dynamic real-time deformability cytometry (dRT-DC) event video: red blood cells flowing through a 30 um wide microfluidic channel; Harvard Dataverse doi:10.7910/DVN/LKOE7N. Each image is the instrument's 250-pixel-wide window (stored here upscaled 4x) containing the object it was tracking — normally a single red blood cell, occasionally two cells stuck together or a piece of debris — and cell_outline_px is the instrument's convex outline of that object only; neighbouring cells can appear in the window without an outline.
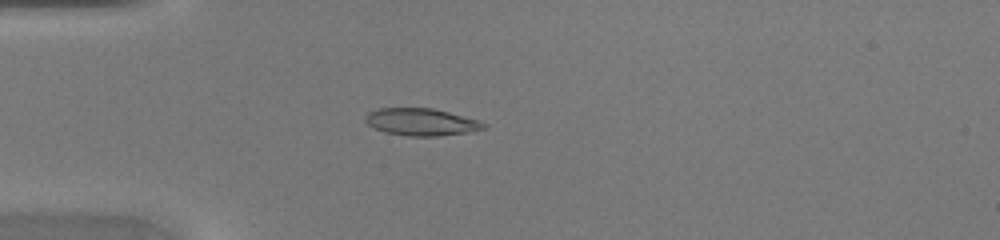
{"species": "common noctule bat (a hibernating species)", "species_latin": "Nyctalus noctula", "temperature_condition": "warm", "stored_images_in_passage": 41, "camera_frame_rate_fps": 3000, "um_per_image_px": 0.085, "animal": {"sex": "female", "body_mass_g": 20.0, "forearm_length_mm": 54.0}, "frame": {"image": 1, "passage_image": 8, "time_ms": 2.333, "image_size_px": [1000, 240], "cell_outline_px": [[488, 128], [468, 132], [440, 136], [408, 136], [384, 132], [368, 124], [364, 120], [368, 112], [376, 108], [432, 108], [480, 120], [488, 124]], "centroid_in_image_um": [35.84, 10.37], "position_along_channel_um": 49.2, "area_um2": 18.9}}
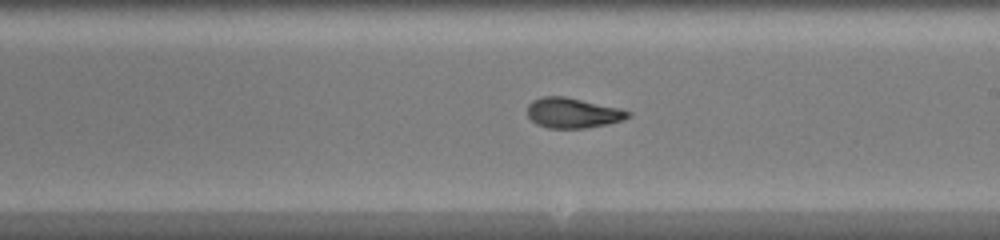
{"frame": {"image": 2, "passage_image": 22, "time_ms": 7.0, "image_size_px": [1000, 240], "cell_outline_px": [[632, 116], [624, 120], [608, 124], [584, 128], [548, 128], [536, 124], [528, 116], [528, 104], [532, 100], [544, 96], [564, 96], [620, 108], [632, 112]], "centroid_in_image_um": [48.71, 9.6], "position_along_channel_um": 240.3, "area_um2": 17.8}}
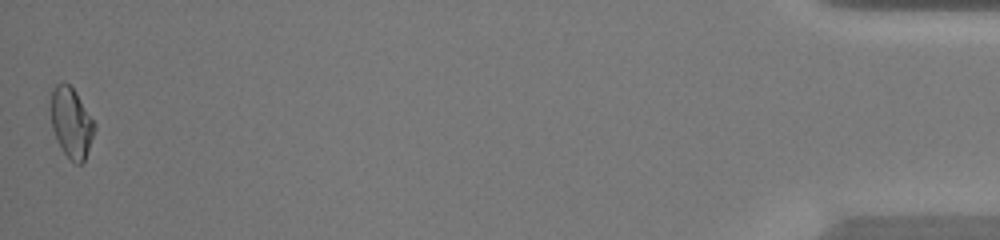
{"frame": {"image": 3, "passage_image": 41, "time_ms": 13.333, "image_size_px": [1000, 240], "cell_outline_px": [[96, 128], [84, 160], [80, 164], [76, 164], [64, 152], [52, 128], [52, 88], [56, 84], [68, 84], [76, 92], [96, 124]], "centroid_in_image_um": [6.09, 10.42], "position_along_channel_um": 429.1, "area_um2": 17.28}}